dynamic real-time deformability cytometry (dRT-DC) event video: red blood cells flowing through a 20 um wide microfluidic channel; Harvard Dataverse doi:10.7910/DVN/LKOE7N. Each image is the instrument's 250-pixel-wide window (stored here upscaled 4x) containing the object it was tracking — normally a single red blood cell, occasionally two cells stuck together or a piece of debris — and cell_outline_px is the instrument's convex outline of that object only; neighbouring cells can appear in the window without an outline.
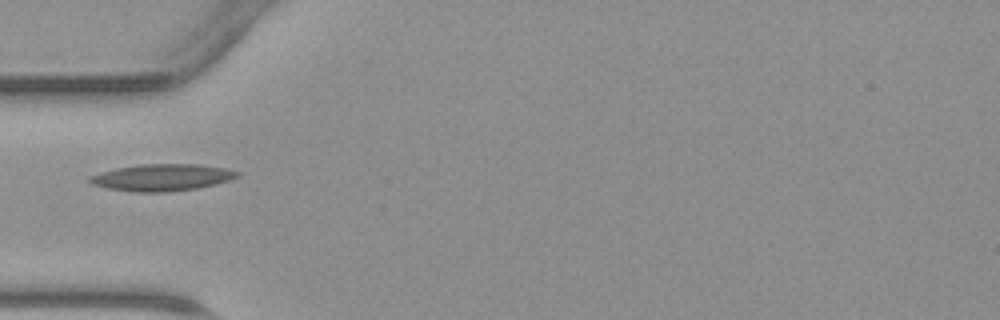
{"species": "common noctule bat (a hibernating species)", "species_latin": "Nyctalus noctula", "temperature_condition": "warm", "stored_images_in_passage": 15, "camera_frame_rate_fps": 3000, "um_per_image_px": 0.085, "animal": {"sex": "male", "body_mass_g": 23.1, "forearm_length_mm": 52.7}, "frame": {"image": 1, "passage_image": 1, "time_ms": 0.0, "image_size_px": [1000, 320], "cell_outline_px": [[240, 176], [228, 180], [196, 188], [168, 192], [136, 192], [108, 188], [92, 184], [88, 180], [88, 176], [100, 172], [116, 168], [140, 164], [200, 164], [224, 168], [240, 172]], "centroid_in_image_um": [13.74, 15.07], "position_along_channel_um": 71.3, "area_um2": 22.95}}
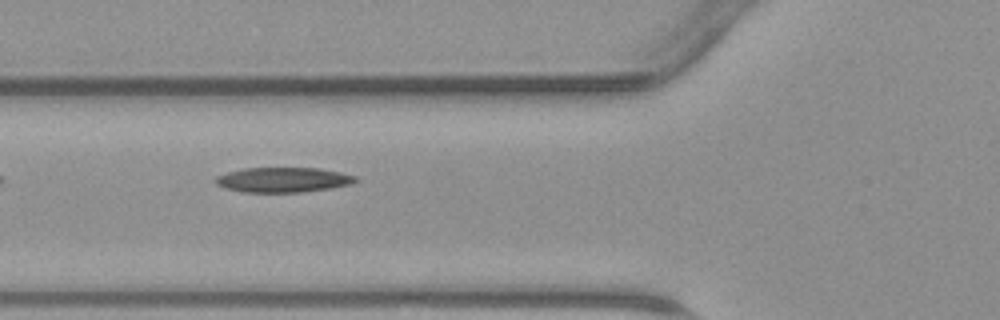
{"frame": {"image": 2, "passage_image": 3, "time_ms": 0.667, "image_size_px": [1000, 320], "cell_outline_px": [[360, 180], [352, 184], [328, 188], [300, 192], [244, 192], [224, 188], [216, 184], [216, 176], [228, 172], [244, 168], [320, 168], [340, 172], [356, 176]], "centroid_in_image_um": [24.08, 15.28], "position_along_channel_um": 101.7, "area_um2": 20.29}}
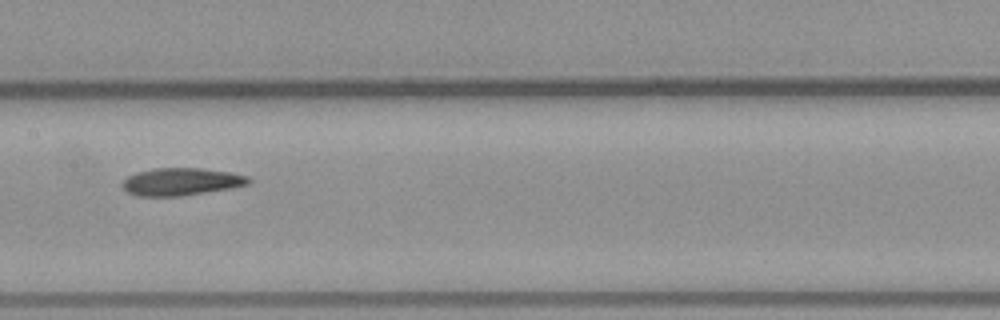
{"frame": {"image": 3, "passage_image": 9, "time_ms": 2.667, "image_size_px": [1000, 320], "cell_outline_px": [[252, 180], [248, 184], [232, 188], [180, 196], [136, 196], [128, 192], [120, 184], [128, 176], [136, 172], [156, 168], [200, 168], [228, 172], [248, 176]], "centroid_in_image_um": [15.39, 15.44], "position_along_channel_um": 192.0, "area_um2": 20.17}}